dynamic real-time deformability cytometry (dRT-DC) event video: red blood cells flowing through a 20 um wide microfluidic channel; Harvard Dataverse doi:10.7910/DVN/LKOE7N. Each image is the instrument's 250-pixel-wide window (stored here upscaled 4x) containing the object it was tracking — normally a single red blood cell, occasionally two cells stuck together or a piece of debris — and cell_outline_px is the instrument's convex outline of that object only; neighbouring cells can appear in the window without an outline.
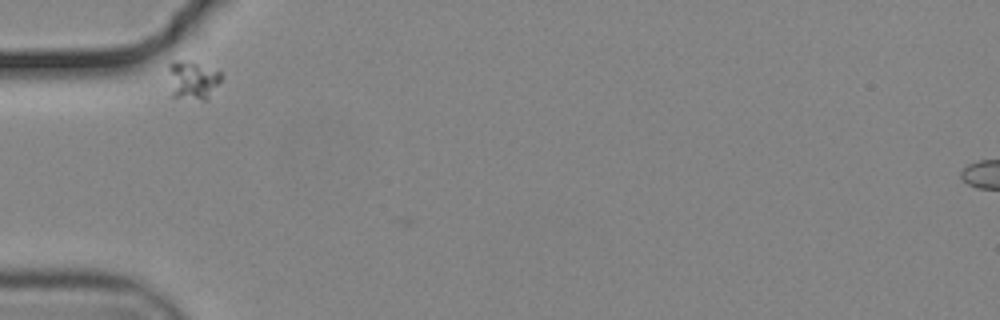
{"species": "common noctule bat (a hibernating species)", "species_latin": "Nyctalus noctula", "temperature_condition": "cold", "stored_images_in_passage": 3, "camera_frame_rate_fps": 3000, "um_per_image_px": 0.085, "animal": {"sex": "male", "body_mass_g": 19.2, "forearm_length_mm": 51.8}, "frame": {"image": 1, "passage_image": 2, "time_ms": 0.333, "image_size_px": [1000, 320], "cell_outline_px": [[224, 76], [208, 96], [204, 100], [200, 100], [172, 96], [168, 68], [168, 64], [172, 60], [192, 60], [224, 72]], "centroid_in_image_um": [16.39, 6.74], "position_along_channel_um": 68.6, "area_um2": 12.14}}